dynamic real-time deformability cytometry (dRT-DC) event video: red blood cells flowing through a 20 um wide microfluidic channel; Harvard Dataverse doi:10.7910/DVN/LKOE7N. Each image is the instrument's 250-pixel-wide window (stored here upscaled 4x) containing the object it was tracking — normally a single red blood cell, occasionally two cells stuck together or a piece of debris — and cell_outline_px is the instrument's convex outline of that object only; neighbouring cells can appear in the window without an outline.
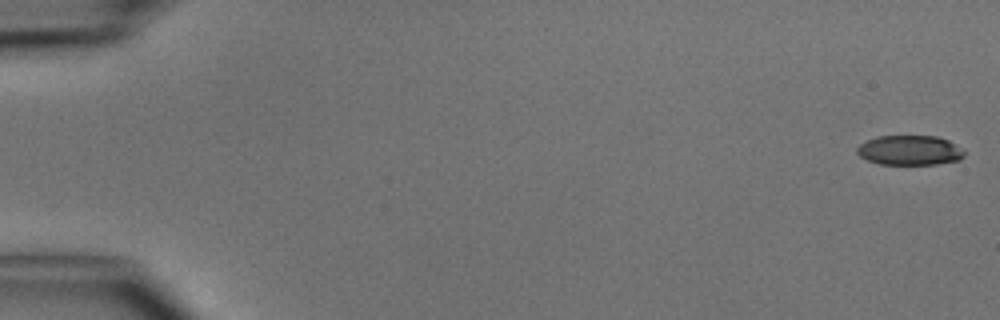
{"species": "common noctule bat (a hibernating species)", "species_latin": "Nyctalus noctula", "temperature_condition": "cold", "stored_images_in_passage": 49, "camera_frame_rate_fps": 3000, "um_per_image_px": 0.085, "animal": {"sex": "male", "body_mass_g": 15.6}, "frame": {"image": 1, "passage_image": 1, "time_ms": 0.0, "image_size_px": [1000, 320], "cell_outline_px": [[964, 156], [960, 160], [936, 164], [880, 164], [868, 160], [860, 156], [856, 152], [856, 148], [860, 144], [876, 136], [936, 136], [948, 140], [964, 152]], "centroid_in_image_um": [77.3, 12.77], "position_along_channel_um": 7.7, "area_um2": 18.44}}
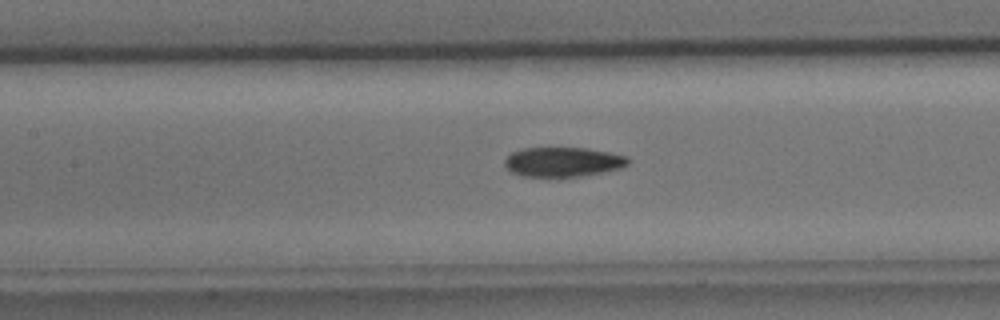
{"frame": {"image": 2, "passage_image": 23, "time_ms": 7.333, "image_size_px": [1000, 320], "cell_outline_px": [[628, 164], [620, 168], [580, 176], [524, 176], [512, 172], [504, 164], [504, 160], [512, 152], [524, 148], [588, 148], [628, 156]], "centroid_in_image_um": [47.84, 13.75], "position_along_channel_um": 159.6, "area_um2": 20.92}}
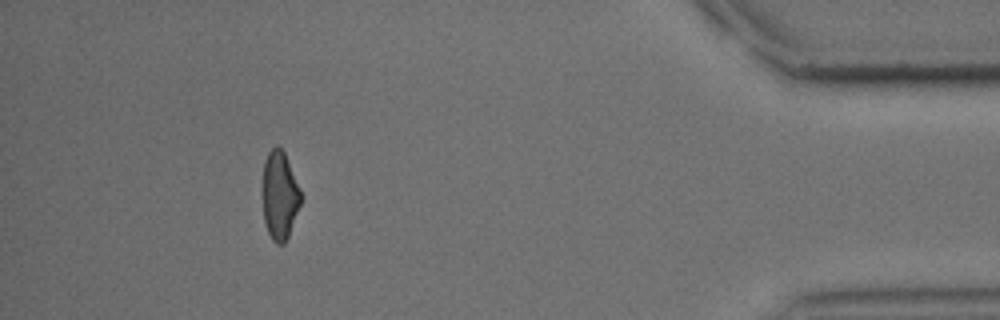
{"frame": {"image": 3, "passage_image": 45, "time_ms": 14.667, "image_size_px": [1000, 320], "cell_outline_px": [[304, 196], [288, 236], [284, 244], [276, 244], [272, 240], [264, 224], [264, 160], [268, 152], [276, 144], [284, 152]], "centroid_in_image_um": [23.81, 16.62], "position_along_channel_um": 411.4, "area_um2": 19.65}, "authors_computed_cell_mechanics": {"area_um2": 20.808, "velocity_mm_per_s": 4.1391, "shape_relaxation_time_tau1_ms": 3.8312, "shape_relaxation_time_tau2_ms": 3.1244, "deformation_change_tau1": 0.1346, "deformation_change_tau2": 0.0861}}